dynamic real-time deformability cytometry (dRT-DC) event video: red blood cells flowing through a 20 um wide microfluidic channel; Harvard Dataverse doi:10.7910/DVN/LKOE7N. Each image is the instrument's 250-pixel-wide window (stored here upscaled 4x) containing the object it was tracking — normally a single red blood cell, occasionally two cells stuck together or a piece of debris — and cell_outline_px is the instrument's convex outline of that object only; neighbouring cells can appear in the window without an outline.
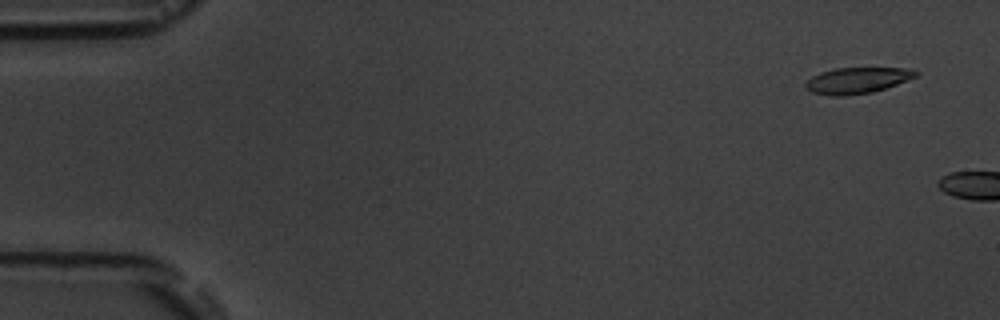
{"species": "common noctule bat (a hibernating species)", "species_latin": "Nyctalus noctula", "temperature_condition": "room temperature", "stored_images_in_passage": 2, "camera_frame_rate_fps": 3000, "um_per_image_px": 0.085, "animal": {"sex": "male", "body_mass_g": 19.5, "forearm_length_mm": 54.6}, "frame": {"image": 1, "passage_image": 1, "time_ms": 0.0, "image_size_px": [1000, 320], "cell_outline_px": [[920, 72], [916, 76], [896, 84], [872, 92], [844, 96], [832, 96], [812, 92], [804, 88], [804, 84], [812, 76], [820, 72], [832, 68], [908, 68]], "centroid_in_image_um": [72.81, 6.83], "position_along_channel_um": 12.2, "area_um2": 16.7}}